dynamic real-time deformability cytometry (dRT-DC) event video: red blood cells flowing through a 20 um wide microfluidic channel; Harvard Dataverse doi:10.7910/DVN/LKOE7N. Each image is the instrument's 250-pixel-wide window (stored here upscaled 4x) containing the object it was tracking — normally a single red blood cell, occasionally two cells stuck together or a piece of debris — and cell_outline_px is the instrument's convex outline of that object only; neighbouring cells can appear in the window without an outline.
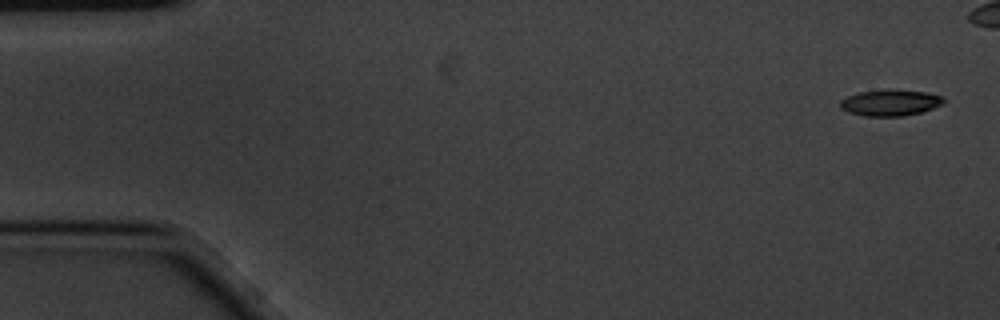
{"species": "common noctule bat (a hibernating species)", "species_latin": "Nyctalus noctula", "temperature_condition": "cold", "stored_images_in_passage": 6, "camera_frame_rate_fps": 3000, "um_per_image_px": 0.085, "animal": {"sex": "male", "body_mass_g": 20.1, "forearm_length_mm": 53.5}, "frame": {"image": 1, "passage_image": 1, "time_ms": 0.0, "image_size_px": [1000, 320], "cell_outline_px": [[948, 100], [944, 104], [920, 112], [904, 116], [864, 116], [848, 112], [840, 108], [840, 100], [848, 96], [860, 92], [884, 88], [896, 88], [924, 92], [940, 96]], "centroid_in_image_um": [75.68, 8.71], "position_along_channel_um": 9.3, "area_um2": 16.13}}
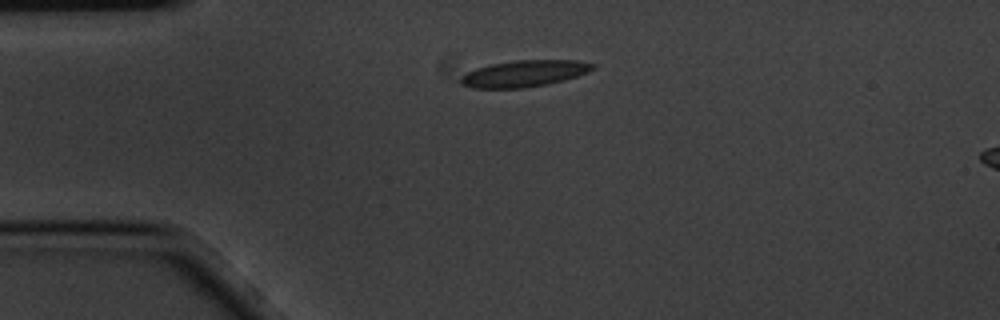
{"frame": {"image": 2, "passage_image": 6, "time_ms": 1.667, "image_size_px": [1000, 320], "cell_outline_px": [[596, 68], [588, 72], [564, 80], [548, 84], [524, 88], [472, 88], [460, 84], [460, 76], [476, 68], [492, 64], [512, 60], [576, 60], [596, 64]], "centroid_in_image_um": [44.56, 6.25], "position_along_channel_um": 40.4, "area_um2": 20.52}}